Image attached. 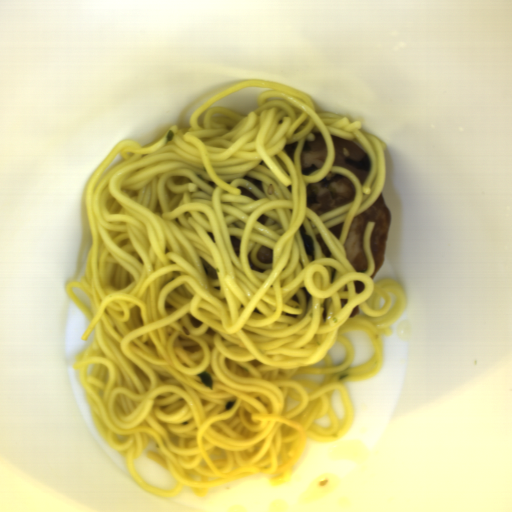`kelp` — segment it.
I'll use <instances>...</instances> for the list:
<instances>
[{
	"label": "kelp",
	"mask_w": 512,
	"mask_h": 512,
	"mask_svg": "<svg viewBox=\"0 0 512 512\" xmlns=\"http://www.w3.org/2000/svg\"><path fill=\"white\" fill-rule=\"evenodd\" d=\"M235 401L236 400H232V401L227 402L225 409H228V410L229 409H233Z\"/></svg>",
	"instance_id": "kelp-5"
},
{
	"label": "kelp",
	"mask_w": 512,
	"mask_h": 512,
	"mask_svg": "<svg viewBox=\"0 0 512 512\" xmlns=\"http://www.w3.org/2000/svg\"><path fill=\"white\" fill-rule=\"evenodd\" d=\"M299 144L297 142L295 143H291V144H287L283 151L284 153L294 162V158H295V152H296V148Z\"/></svg>",
	"instance_id": "kelp-3"
},
{
	"label": "kelp",
	"mask_w": 512,
	"mask_h": 512,
	"mask_svg": "<svg viewBox=\"0 0 512 512\" xmlns=\"http://www.w3.org/2000/svg\"><path fill=\"white\" fill-rule=\"evenodd\" d=\"M197 378H200V380L203 382V384L207 388L212 390L213 379L209 373H207L206 371H203L202 373L197 374Z\"/></svg>",
	"instance_id": "kelp-2"
},
{
	"label": "kelp",
	"mask_w": 512,
	"mask_h": 512,
	"mask_svg": "<svg viewBox=\"0 0 512 512\" xmlns=\"http://www.w3.org/2000/svg\"><path fill=\"white\" fill-rule=\"evenodd\" d=\"M172 140H174V134L172 130H168L167 137H166V145L170 143Z\"/></svg>",
	"instance_id": "kelp-4"
},
{
	"label": "kelp",
	"mask_w": 512,
	"mask_h": 512,
	"mask_svg": "<svg viewBox=\"0 0 512 512\" xmlns=\"http://www.w3.org/2000/svg\"><path fill=\"white\" fill-rule=\"evenodd\" d=\"M299 230L301 233V237H302V241H303V245H304L306 254L310 255V256L313 255L314 240H313L312 236L307 235V230L303 224L300 226Z\"/></svg>",
	"instance_id": "kelp-1"
}]
</instances>
